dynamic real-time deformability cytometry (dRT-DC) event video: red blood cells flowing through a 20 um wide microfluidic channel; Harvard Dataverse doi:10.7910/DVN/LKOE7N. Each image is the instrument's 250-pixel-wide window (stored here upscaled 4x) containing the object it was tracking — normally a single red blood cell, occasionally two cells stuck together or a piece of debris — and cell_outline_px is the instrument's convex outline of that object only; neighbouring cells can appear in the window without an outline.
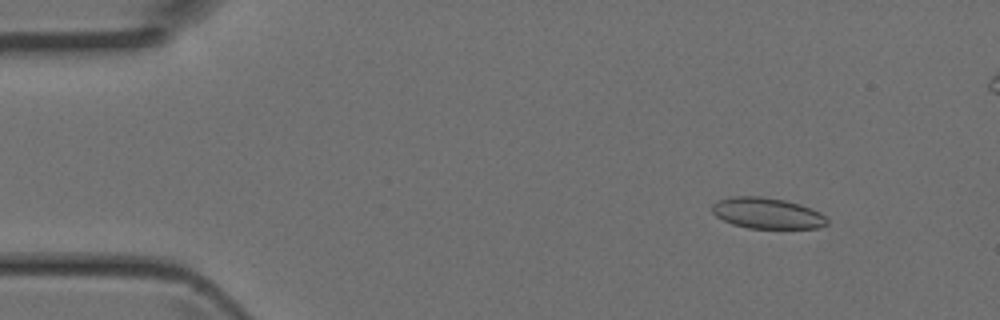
{"species": "Egyptian fruit bat (a non-hibernating species)", "species_latin": "Rousettus aegyptiacus", "temperature_condition": "room temperature", "stored_images_in_passage": 4, "camera_frame_rate_fps": 3000, "um_per_image_px": 0.085, "animal": {"sex": "female"}, "frame": {"image": 1, "passage_image": 2, "time_ms": 0.333, "image_size_px": [1000, 320], "cell_outline_px": [[828, 224], [820, 228], [748, 228], [732, 224], [716, 216], [712, 212], [712, 204], [716, 200], [732, 196], [760, 196], [784, 200], [800, 204], [820, 212], [828, 220]], "centroid_in_image_um": [65.19, 18.12], "position_along_channel_um": 19.8, "area_um2": 20.81}}